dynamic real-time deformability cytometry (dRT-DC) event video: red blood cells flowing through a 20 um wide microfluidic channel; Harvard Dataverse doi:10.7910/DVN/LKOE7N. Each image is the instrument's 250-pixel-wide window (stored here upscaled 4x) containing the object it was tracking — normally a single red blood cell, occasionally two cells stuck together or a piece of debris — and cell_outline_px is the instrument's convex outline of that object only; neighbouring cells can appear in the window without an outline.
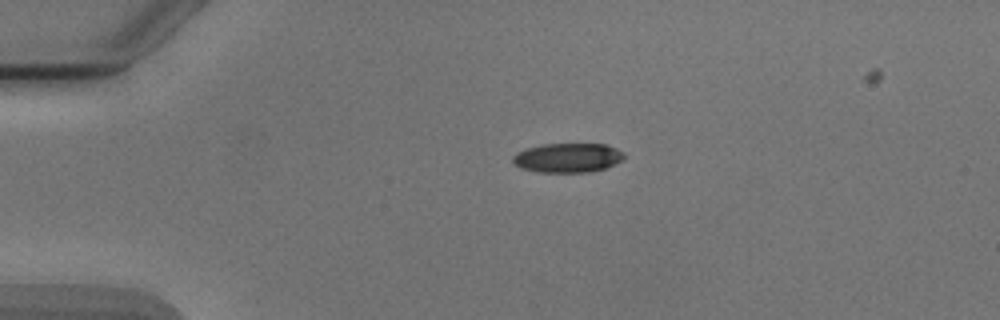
{"species": "Egyptian fruit bat (a non-hibernating species)", "species_latin": "Rousettus aegyptiacus", "temperature_condition": "cold", "stored_images_in_passage": 3, "camera_frame_rate_fps": 3000, "um_per_image_px": 0.085, "animal": {"sex": "male"}, "frame": {"image": 1, "passage_image": 1, "time_ms": 0.0, "image_size_px": [1000, 320], "cell_outline_px": [[624, 156], [620, 160], [604, 168], [588, 172], [536, 172], [520, 168], [512, 164], [512, 156], [516, 152], [528, 148], [544, 144], [604, 144], [616, 148], [624, 152]], "centroid_in_image_um": [48.19, 13.41], "position_along_channel_um": 36.8, "area_um2": 18.96}}